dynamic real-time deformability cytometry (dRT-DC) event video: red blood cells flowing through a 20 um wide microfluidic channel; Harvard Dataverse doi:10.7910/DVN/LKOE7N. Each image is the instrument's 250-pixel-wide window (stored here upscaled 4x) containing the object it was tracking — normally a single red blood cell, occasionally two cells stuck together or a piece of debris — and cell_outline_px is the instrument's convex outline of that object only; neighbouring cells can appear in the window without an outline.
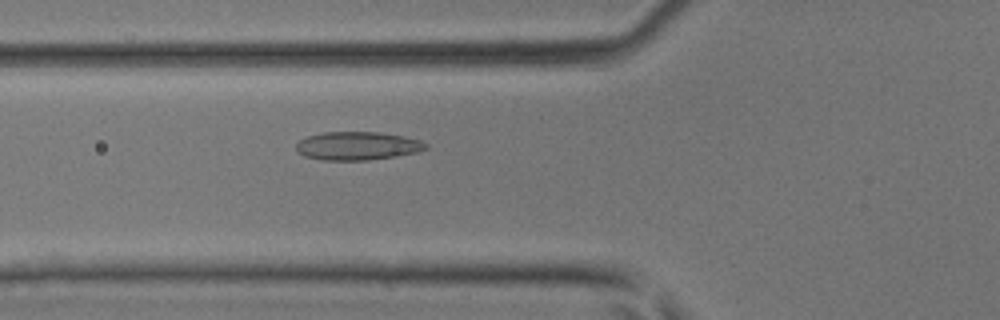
{"species": "common noctule bat (a hibernating species)", "species_latin": "Nyctalus noctula", "temperature_condition": "room temperature", "stored_images_in_passage": 45, "camera_frame_rate_fps": 3000, "um_per_image_px": 0.085, "animal": {"sex": "male", "body_mass_g": 17.9, "forearm_length_mm": 54.2}, "frame": {"image": 1, "passage_image": 17, "time_ms": 5.333, "image_size_px": [1000, 320], "cell_outline_px": [[428, 148], [420, 152], [368, 160], [320, 160], [304, 156], [296, 152], [296, 144], [300, 140], [308, 136], [324, 132], [376, 132], [404, 136], [420, 140], [428, 144]], "centroid_in_image_um": [30.38, 12.4], "position_along_channel_um": 95.4, "area_um2": 21.5}}
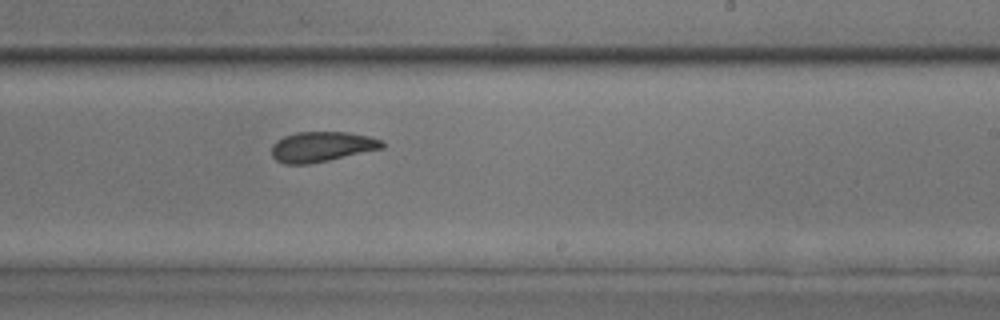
{"frame": {"image": 2, "passage_image": 28, "time_ms": 9.0, "image_size_px": [1000, 320], "cell_outline_px": [[384, 148], [328, 160], [308, 164], [284, 164], [276, 160], [272, 156], [272, 144], [276, 140], [284, 136], [296, 132], [348, 132], [368, 136], [384, 140]], "centroid_in_image_um": [27.34, 12.46], "position_along_channel_um": 261.7, "area_um2": 19.48}}
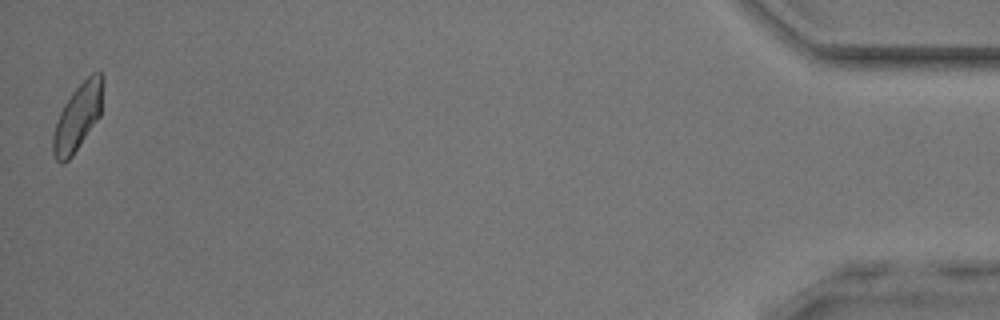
{"frame": {"image": 3, "passage_image": 45, "time_ms": 14.667, "image_size_px": [1000, 320], "cell_outline_px": [[104, 84], [100, 116], [72, 156], [64, 164], [60, 164], [56, 160], [52, 152], [52, 136], [56, 120], [64, 104], [72, 92], [92, 72], [104, 72]], "centroid_in_image_um": [6.61, 9.94], "position_along_channel_um": 428.6, "area_um2": 19.65}}